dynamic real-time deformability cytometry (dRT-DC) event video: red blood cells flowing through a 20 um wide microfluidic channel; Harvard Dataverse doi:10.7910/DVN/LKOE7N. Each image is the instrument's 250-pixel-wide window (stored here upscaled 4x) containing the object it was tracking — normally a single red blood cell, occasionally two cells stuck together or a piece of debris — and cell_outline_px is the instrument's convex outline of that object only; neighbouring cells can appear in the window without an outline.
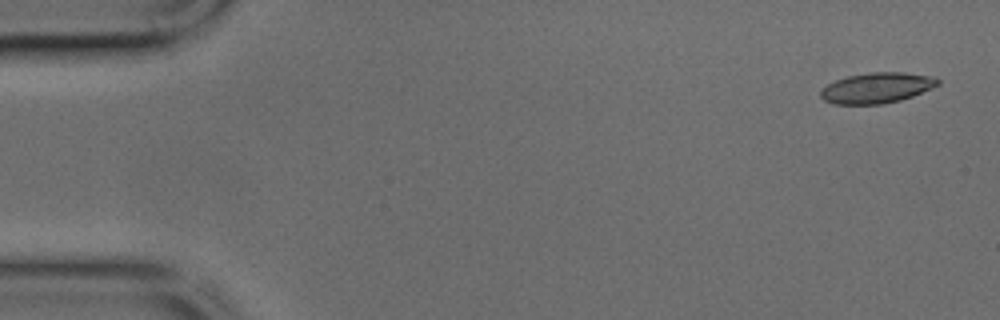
{"species": "common noctule bat (a hibernating species)", "species_latin": "Nyctalus noctula", "temperature_condition": "cold", "stored_images_in_passage": 45, "camera_frame_rate_fps": 3000, "um_per_image_px": 0.085, "animal": {"sex": "male", "body_mass_g": 17.9, "forearm_length_mm": 54.2}, "frame": {"image": 1, "passage_image": 2, "time_ms": 0.333, "image_size_px": [1000, 320], "cell_outline_px": [[940, 84], [932, 88], [912, 96], [900, 100], [884, 104], [836, 104], [824, 100], [820, 96], [820, 92], [828, 84], [836, 80], [848, 76], [868, 72], [904, 72], [932, 76], [940, 80]], "centroid_in_image_um": [74.55, 7.46], "position_along_channel_um": 10.4, "area_um2": 20.81}}
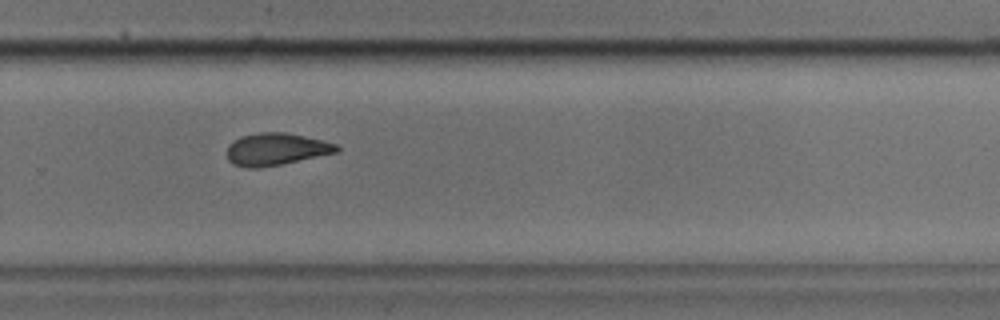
{"frame": {"image": 2, "passage_image": 30, "time_ms": 9.667, "image_size_px": [1000, 320], "cell_outline_px": [[340, 148], [336, 152], [280, 164], [260, 168], [248, 168], [232, 164], [228, 160], [228, 144], [240, 136], [260, 132], [288, 132], [336, 144]], "centroid_in_image_um": [23.41, 12.67], "position_along_channel_um": 306.4, "area_um2": 20.4}}
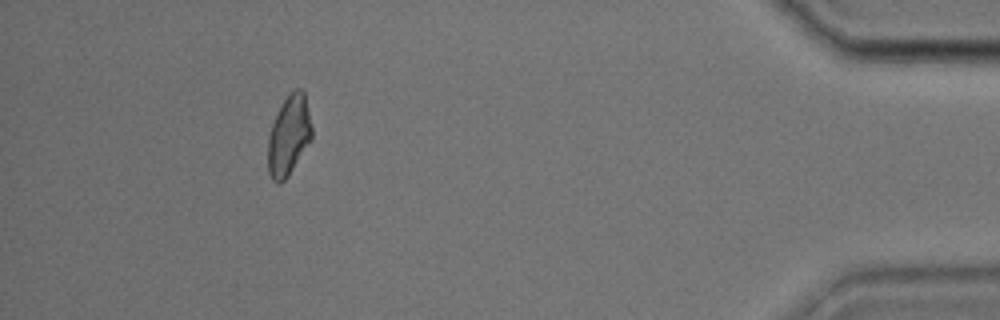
{"frame": {"image": 3, "passage_image": 41, "time_ms": 13.333, "image_size_px": [1000, 320], "cell_outline_px": [[312, 140], [288, 176], [280, 184], [276, 184], [272, 180], [268, 172], [268, 136], [272, 124], [284, 100], [296, 88], [304, 88], [312, 128]], "centroid_in_image_um": [24.56, 11.55], "position_along_channel_um": 410.6, "area_um2": 20.52}}